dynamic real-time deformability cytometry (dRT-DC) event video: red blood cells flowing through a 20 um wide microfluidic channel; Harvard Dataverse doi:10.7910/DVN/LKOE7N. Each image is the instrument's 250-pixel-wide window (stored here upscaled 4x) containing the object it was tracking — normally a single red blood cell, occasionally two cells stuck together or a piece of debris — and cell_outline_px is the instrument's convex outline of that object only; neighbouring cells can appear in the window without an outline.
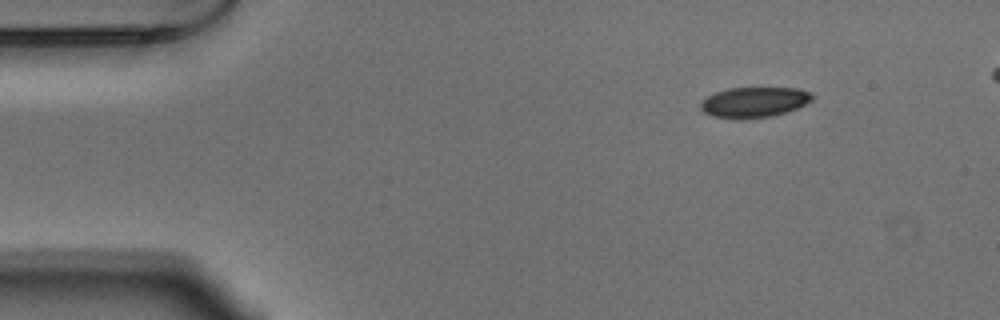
{"species": "Egyptian fruit bat (a non-hibernating species)", "species_latin": "Rousettus aegyptiacus", "temperature_condition": "warm", "stored_images_in_passage": 47, "camera_frame_rate_fps": 3000, "um_per_image_px": 0.085, "animal": {"sex": "male"}, "frame": {"image": 1, "passage_image": 1, "time_ms": 0.0, "image_size_px": [1000, 320], "cell_outline_px": [[816, 96], [812, 100], [796, 108], [772, 116], [712, 116], [704, 112], [700, 108], [700, 104], [708, 96], [716, 92], [728, 88], [800, 88], [812, 92]], "centroid_in_image_um": [64.17, 8.63], "position_along_channel_um": 20.8, "area_um2": 19.02}}
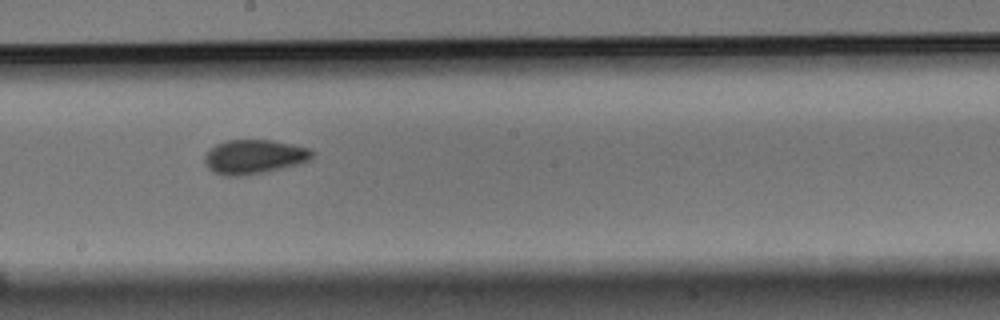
{"frame": {"image": 2, "passage_image": 24, "time_ms": 7.667, "image_size_px": [1000, 320], "cell_outline_px": [[316, 152], [312, 160], [264, 172], [240, 176], [224, 176], [212, 172], [204, 164], [204, 156], [216, 144], [228, 140], [272, 140], [292, 144], [308, 148]], "centroid_in_image_um": [21.6, 13.33], "position_along_channel_um": 226.6, "area_um2": 21.5}}
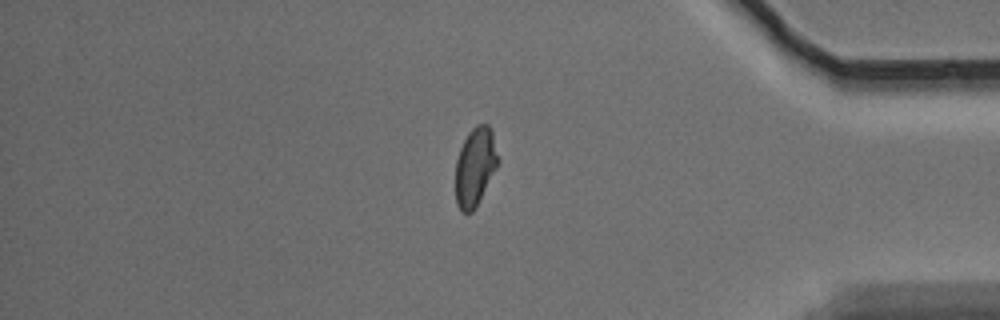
{"frame": {"image": 3, "passage_image": 40, "time_ms": 13.0, "image_size_px": [1000, 320], "cell_outline_px": [[500, 160], [496, 168], [472, 212], [464, 212], [456, 204], [456, 160], [460, 148], [468, 132], [476, 124], [488, 124], [492, 132]], "centroid_in_image_um": [40.39, 14.12], "position_along_channel_um": 394.8, "area_um2": 19.13}, "authors_computed_cell_mechanics": {"area_um2": 20.5768, "velocity_mm_per_s": 3.7027, "shape_relaxation_time_tau1_ms": 3.9505, "shape_relaxation_time_tau2_ms": 3.6765, "deformation_change_tau1": 0.1021, "deformation_change_tau2": 0.0583}}